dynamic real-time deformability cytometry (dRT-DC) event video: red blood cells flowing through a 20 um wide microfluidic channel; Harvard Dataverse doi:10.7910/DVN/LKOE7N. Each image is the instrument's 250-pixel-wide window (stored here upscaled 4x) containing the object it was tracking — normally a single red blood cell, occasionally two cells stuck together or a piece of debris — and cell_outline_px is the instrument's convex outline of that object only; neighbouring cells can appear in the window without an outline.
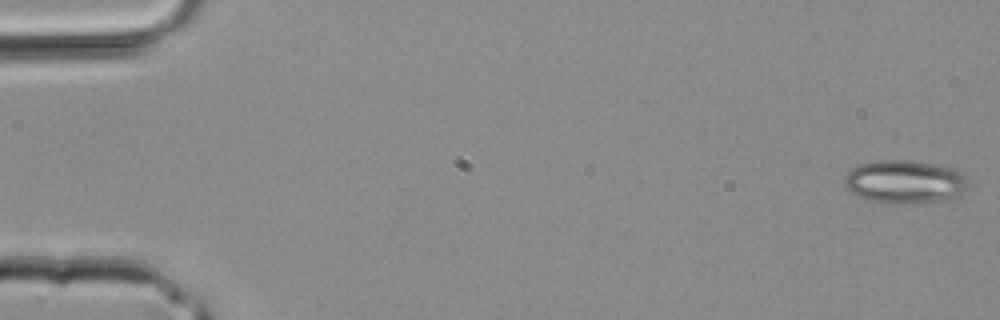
{"species": "common noctule bat (a hibernating species)", "species_latin": "Nyctalus noctula", "temperature_condition": "room temperature", "stored_images_in_passage": 3, "camera_frame_rate_fps": 3000, "um_per_image_px": 0.085, "animal": {"sex": "male", "body_mass_g": 20.4}, "frame": {"image": 1, "passage_image": 1, "time_ms": 0.0, "image_size_px": [1000, 320], "cell_outline_px": [[968, 184], [956, 196], [944, 200], [868, 200], [856, 196], [844, 184], [844, 176], [852, 168], [860, 164], [876, 160], [908, 160], [932, 164], [952, 168], [960, 172], [964, 176]], "centroid_in_image_um": [76.85, 15.38], "position_along_channel_um": 8.2, "area_um2": 29.71}}